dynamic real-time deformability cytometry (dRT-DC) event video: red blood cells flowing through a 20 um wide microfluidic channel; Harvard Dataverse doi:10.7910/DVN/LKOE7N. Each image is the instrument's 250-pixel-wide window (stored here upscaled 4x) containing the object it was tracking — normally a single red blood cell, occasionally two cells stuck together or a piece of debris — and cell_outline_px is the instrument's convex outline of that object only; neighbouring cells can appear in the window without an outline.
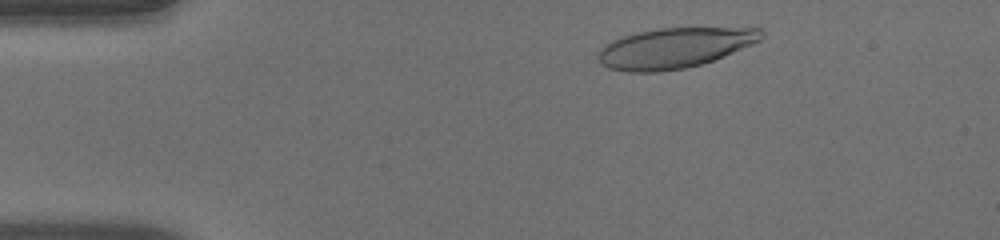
{"species": "human", "species_latin": "Homo sapiens", "temperature_condition": "warm", "stored_images_in_passage": 40, "camera_frame_rate_fps": 3000, "um_per_image_px": 0.085, "donor": {"sex": "male"}, "frame": {"image": 1, "passage_image": 4, "time_ms": 1.0, "image_size_px": [1000, 240], "cell_outline_px": [[764, 36], [760, 40], [752, 44], [724, 56], [700, 64], [684, 68], [656, 72], [628, 72], [608, 68], [600, 64], [596, 60], [596, 52], [604, 44], [612, 40], [624, 36], [640, 32], [660, 28], [760, 28], [764, 32]], "centroid_in_image_um": [57.27, 4.08], "position_along_channel_um": 27.7, "area_um2": 38.26}}
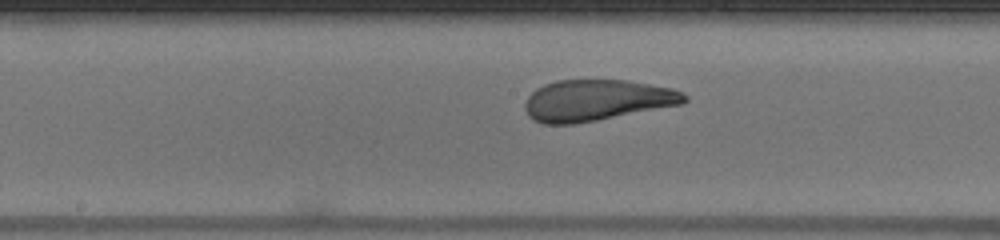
{"frame": {"image": 2, "passage_image": 22, "time_ms": 7.0, "image_size_px": [1000, 240], "cell_outline_px": [[688, 100], [684, 104], [576, 124], [544, 124], [532, 120], [528, 116], [524, 108], [524, 104], [528, 96], [536, 88], [544, 84], [556, 80], [628, 80], [672, 88], [684, 92], [688, 96]], "centroid_in_image_um": [50.73, 8.53], "position_along_channel_um": 197.5, "area_um2": 38.67}}
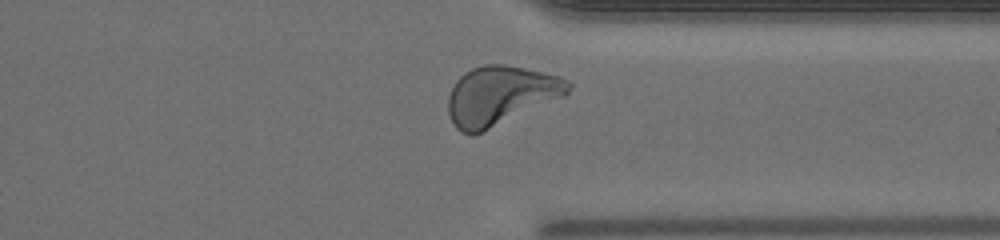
{"frame": {"image": 3, "passage_image": 35, "time_ms": 11.333, "image_size_px": [1000, 240], "cell_outline_px": [[572, 84], [568, 92], [564, 96], [472, 136], [460, 132], [452, 124], [448, 112], [448, 96], [456, 80], [464, 72], [472, 68], [484, 64], [504, 64], [524, 68], [560, 76], [568, 80]], "centroid_in_image_um": [42.5, 8.11], "position_along_channel_um": 368.9, "area_um2": 41.15}, "authors_computed_cell_mechanics": {"area_um2": 38.9861, "velocity_mm_per_s": 3.9917, "shape_relaxation_time_tau1_ms": 5.1472, "shape_relaxation_time_tau2_ms": 0.7853, "deformation_change_tau1": 0.2231, "deformation_change_tau2": 0.0837}}